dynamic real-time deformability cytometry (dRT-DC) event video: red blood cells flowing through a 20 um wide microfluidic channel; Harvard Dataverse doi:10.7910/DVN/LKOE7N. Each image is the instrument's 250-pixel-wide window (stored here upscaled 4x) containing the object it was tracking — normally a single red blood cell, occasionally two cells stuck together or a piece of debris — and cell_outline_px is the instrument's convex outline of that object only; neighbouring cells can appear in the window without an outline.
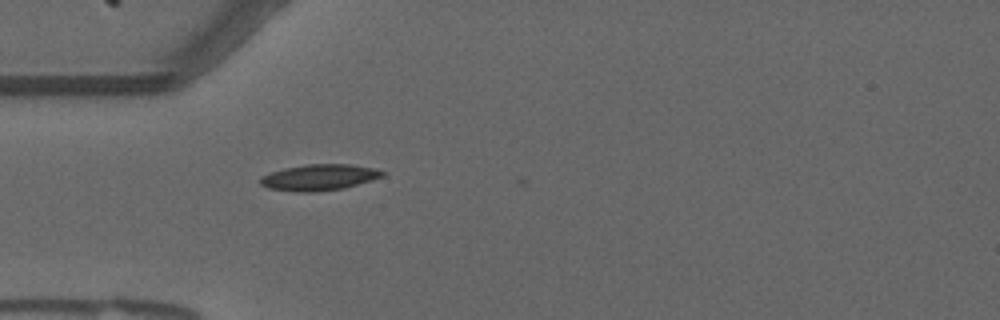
{"species": "common noctule bat (a hibernating species)", "species_latin": "Nyctalus noctula", "temperature_condition": "warm", "stored_images_in_passage": 2, "camera_frame_rate_fps": 3000, "um_per_image_px": 0.085, "animal": {"sex": "male", "forearm_length_mm": 52.5}, "frame": {"image": 1, "passage_image": 1, "time_ms": 0.0, "image_size_px": [1000, 320], "cell_outline_px": [[388, 172], [384, 176], [344, 188], [312, 192], [296, 192], [268, 188], [260, 184], [260, 176], [284, 168], [304, 164], [352, 164], [376, 168]], "centroid_in_image_um": [27.15, 15.06], "position_along_channel_um": 57.8, "area_um2": 18.73}}